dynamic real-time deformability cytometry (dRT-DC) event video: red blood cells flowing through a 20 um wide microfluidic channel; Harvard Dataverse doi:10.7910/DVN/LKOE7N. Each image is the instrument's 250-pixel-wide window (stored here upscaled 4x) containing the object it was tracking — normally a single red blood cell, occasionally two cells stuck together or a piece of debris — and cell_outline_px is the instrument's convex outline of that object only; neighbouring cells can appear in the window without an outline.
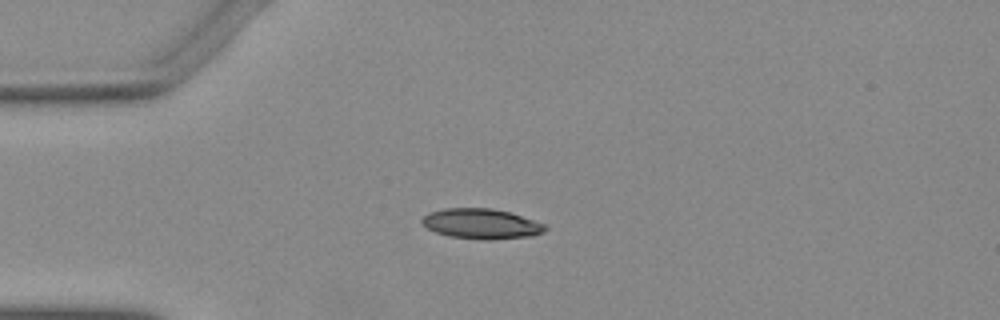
{"species": "Egyptian fruit bat (a non-hibernating species)", "species_latin": "Rousettus aegyptiacus", "temperature_condition": "warm", "stored_images_in_passage": 3, "camera_frame_rate_fps": 3000, "um_per_image_px": 0.085, "animal": {"sex": "female"}, "frame": {"image": 1, "passage_image": 1, "time_ms": 0.0, "image_size_px": [1000, 320], "cell_outline_px": [[548, 228], [544, 232], [532, 236], [492, 240], [480, 240], [448, 236], [436, 232], [420, 224], [420, 220], [428, 212], [444, 208], [492, 208], [508, 212], [548, 224]], "centroid_in_image_um": [40.92, 19.03], "position_along_channel_um": 44.1, "area_um2": 22.02}}